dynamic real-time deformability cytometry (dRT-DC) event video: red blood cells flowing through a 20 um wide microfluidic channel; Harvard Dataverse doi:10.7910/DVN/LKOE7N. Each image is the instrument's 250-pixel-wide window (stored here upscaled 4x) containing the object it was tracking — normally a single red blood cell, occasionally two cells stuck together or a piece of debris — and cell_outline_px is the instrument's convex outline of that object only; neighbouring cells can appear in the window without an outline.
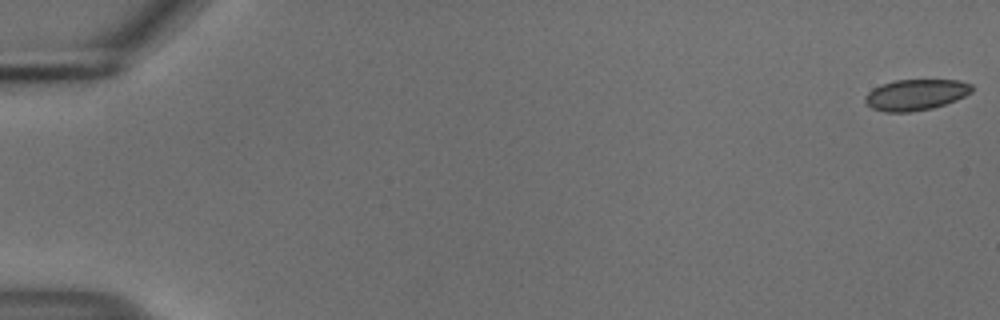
{"species": "common noctule bat (a hibernating species)", "species_latin": "Nyctalus noctula", "temperature_condition": "cold", "stored_images_in_passage": 53, "camera_frame_rate_fps": 3000, "um_per_image_px": 0.085, "animal": {"sex": "male", "body_mass_g": 18.8}, "frame": {"image": 1, "passage_image": 1, "time_ms": 0.0, "image_size_px": [1000, 320], "cell_outline_px": [[972, 92], [956, 100], [932, 108], [912, 112], [884, 112], [872, 108], [864, 100], [864, 96], [872, 88], [880, 84], [896, 80], [960, 80], [972, 84]], "centroid_in_image_um": [77.82, 8.05], "position_along_channel_um": 7.2, "area_um2": 19.36}}
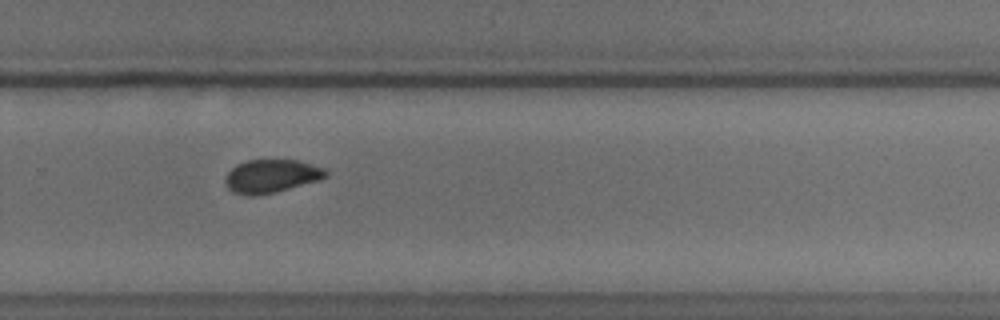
{"frame": {"image": 2, "passage_image": 38, "time_ms": 12.333, "image_size_px": [1000, 320], "cell_outline_px": [[328, 176], [320, 180], [276, 192], [252, 196], [244, 196], [232, 192], [224, 184], [224, 176], [236, 164], [248, 160], [296, 160], [324, 168], [328, 172]], "centroid_in_image_um": [23.03, 14.98], "position_along_channel_um": 306.8, "area_um2": 19.71}}
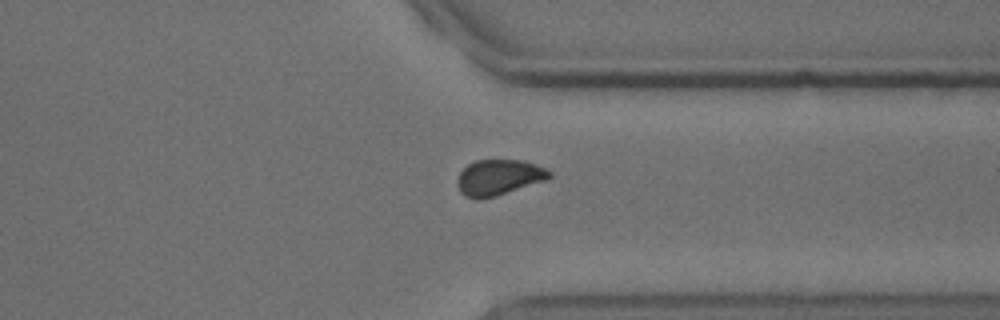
{"frame": {"image": 3, "passage_image": 43, "time_ms": 14.0, "image_size_px": [1000, 320], "cell_outline_px": [[552, 176], [548, 180], [496, 196], [480, 200], [464, 196], [460, 192], [456, 184], [456, 180], [460, 172], [468, 164], [476, 160], [524, 160], [544, 168], [552, 172]], "centroid_in_image_um": [42.39, 15.09], "position_along_channel_um": 369.0, "area_um2": 19.42}}